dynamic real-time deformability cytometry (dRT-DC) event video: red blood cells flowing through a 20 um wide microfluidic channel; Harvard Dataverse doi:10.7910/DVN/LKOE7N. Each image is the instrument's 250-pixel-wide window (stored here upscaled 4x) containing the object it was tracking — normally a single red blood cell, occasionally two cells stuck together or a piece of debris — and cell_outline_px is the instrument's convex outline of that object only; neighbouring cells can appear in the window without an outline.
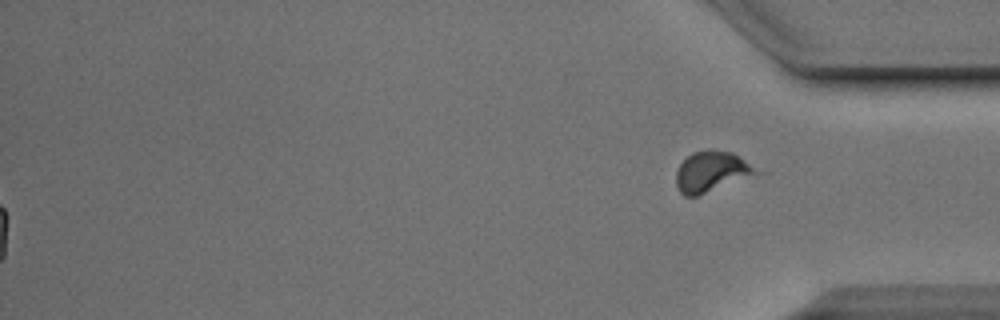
{"species": "Egyptian fruit bat (a non-hibernating species)", "species_latin": "Rousettus aegyptiacus", "temperature_condition": "cold", "stored_images_in_passage": 55, "segment_of_instrument_passage": [2, 2], "camera_frame_rate_fps": 3000, "um_per_image_px": 0.085, "animal": {"sex": "male"}, "frame": {"image": 1, "passage_image": 55, "time_ms": 18.0, "image_size_px": [1000, 320], "cell_outline_px": [[768, 172], [696, 196], [684, 196], [680, 192], [676, 184], [676, 172], [680, 164], [692, 152], [708, 148], [712, 148], [732, 152]], "centroid_in_image_um": [60.6, 14.57], "position_along_channel_um": 374.6, "area_um2": 19.77}}